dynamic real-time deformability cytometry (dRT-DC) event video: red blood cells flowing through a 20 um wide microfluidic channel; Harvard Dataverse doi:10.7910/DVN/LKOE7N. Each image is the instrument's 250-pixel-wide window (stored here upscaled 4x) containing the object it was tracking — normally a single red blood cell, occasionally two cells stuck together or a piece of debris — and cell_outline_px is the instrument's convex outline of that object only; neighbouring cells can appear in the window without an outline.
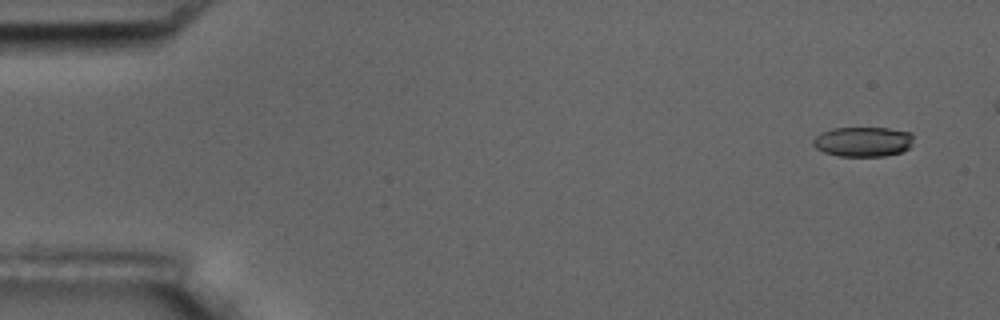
{"species": "common noctule bat (a hibernating species)", "species_latin": "Nyctalus noctula", "temperature_condition": "room temperature", "stored_images_in_passage": 5, "camera_frame_rate_fps": 3000, "um_per_image_px": 0.085, "animal": {"sex": "male", "body_mass_g": 17.5, "forearm_length_mm": 52.3}, "frame": {"image": 1, "passage_image": 1, "time_ms": 0.0, "image_size_px": [1000, 320], "cell_outline_px": [[912, 144], [908, 148], [900, 152], [884, 156], [836, 156], [824, 152], [816, 148], [812, 144], [812, 140], [820, 132], [832, 128], [888, 128], [912, 132]], "centroid_in_image_um": [73.33, 12.04], "position_along_channel_um": 11.7, "area_um2": 17.57}}